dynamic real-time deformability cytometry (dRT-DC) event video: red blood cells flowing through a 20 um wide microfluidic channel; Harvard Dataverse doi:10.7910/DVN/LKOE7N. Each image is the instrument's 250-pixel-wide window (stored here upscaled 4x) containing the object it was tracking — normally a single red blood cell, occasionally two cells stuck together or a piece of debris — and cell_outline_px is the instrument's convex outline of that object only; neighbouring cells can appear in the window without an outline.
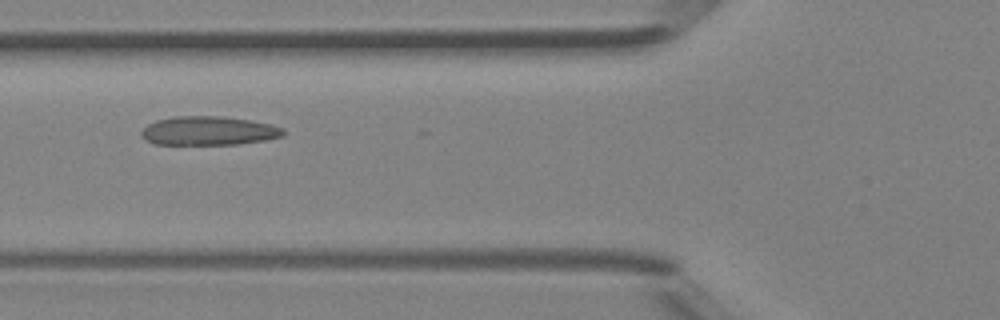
{"species": "Egyptian fruit bat (a non-hibernating species)", "species_latin": "Rousettus aegyptiacus", "temperature_condition": "room temperature", "stored_images_in_passage": 19, "camera_frame_rate_fps": 3000, "um_per_image_px": 0.085, "animal": {"sex": "female"}, "frame": {"image": 1, "passage_image": 16, "time_ms": 5.0, "image_size_px": [1000, 320], "cell_outline_px": [[284, 136], [264, 140], [240, 144], [156, 144], [144, 140], [140, 136], [140, 132], [148, 124], [156, 120], [176, 116], [220, 116], [248, 120], [272, 124], [284, 128]], "centroid_in_image_um": [17.72, 11.12], "position_along_channel_um": 108.1, "area_um2": 23.93}}